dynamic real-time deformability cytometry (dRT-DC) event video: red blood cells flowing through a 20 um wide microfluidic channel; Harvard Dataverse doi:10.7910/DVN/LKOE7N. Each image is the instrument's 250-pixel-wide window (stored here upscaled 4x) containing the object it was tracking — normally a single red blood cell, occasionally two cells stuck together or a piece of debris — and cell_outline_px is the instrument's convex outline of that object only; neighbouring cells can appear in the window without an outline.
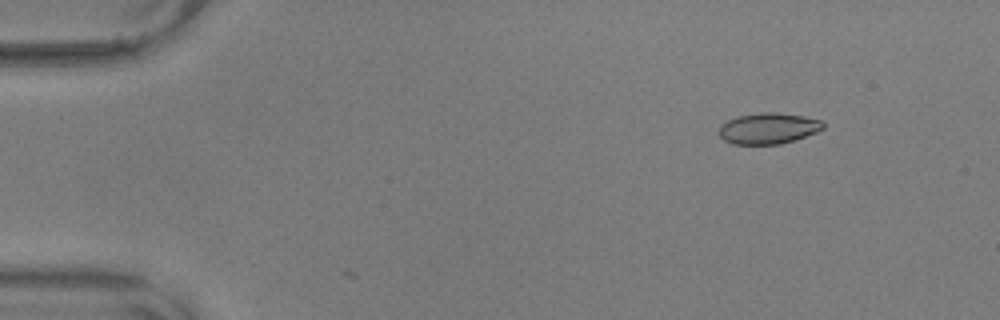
{"species": "common noctule bat (a hibernating species)", "species_latin": "Nyctalus noctula", "temperature_condition": "warm", "stored_images_in_passage": 4, "camera_frame_rate_fps": 3000, "um_per_image_px": 0.085, "animal": {"sex": "male", "body_mass_g": 17.9, "forearm_length_mm": 54.2}, "frame": {"image": 1, "passage_image": 4, "time_ms": 1.0, "image_size_px": [1000, 320], "cell_outline_px": [[824, 128], [816, 132], [796, 140], [780, 144], [732, 144], [724, 140], [720, 136], [720, 124], [736, 116], [764, 112], [776, 112], [804, 116], [820, 120], [824, 124]], "centroid_in_image_um": [65.3, 10.91], "position_along_channel_um": 19.7, "area_um2": 18.84}}